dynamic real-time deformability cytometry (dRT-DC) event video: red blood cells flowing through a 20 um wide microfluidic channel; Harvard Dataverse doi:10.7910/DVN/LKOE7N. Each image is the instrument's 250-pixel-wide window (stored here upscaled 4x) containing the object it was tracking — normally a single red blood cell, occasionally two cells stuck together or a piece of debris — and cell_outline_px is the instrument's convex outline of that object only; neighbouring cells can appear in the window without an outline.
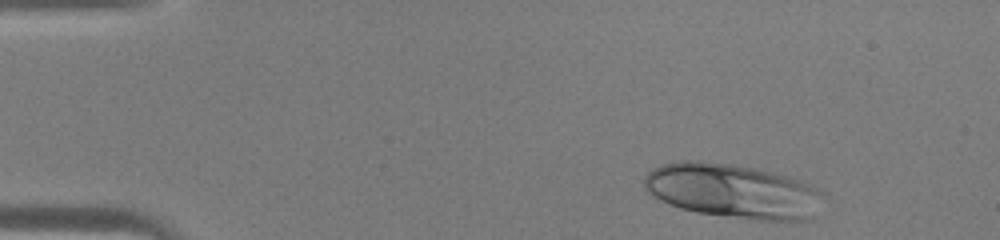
{"species": "human", "species_latin": "Homo sapiens", "temperature_condition": "warm", "stored_images_in_passage": 36, "camera_frame_rate_fps": 3000, "um_per_image_px": 0.085, "donor": {"sex": "male"}, "frame": {"image": 1, "passage_image": 1, "time_ms": 0.0, "image_size_px": [1000, 240], "cell_outline_px": [[824, 196], [816, 216], [812, 220], [752, 220], [696, 212], [680, 208], [652, 196], [648, 192], [644, 184], [644, 176], [652, 168], [660, 164], [680, 160], [700, 160], [732, 164], [772, 172], [788, 176], [800, 180], [824, 192]], "centroid_in_image_um": [62.31, 16.24], "position_along_channel_um": 22.7, "area_um2": 57.28}}
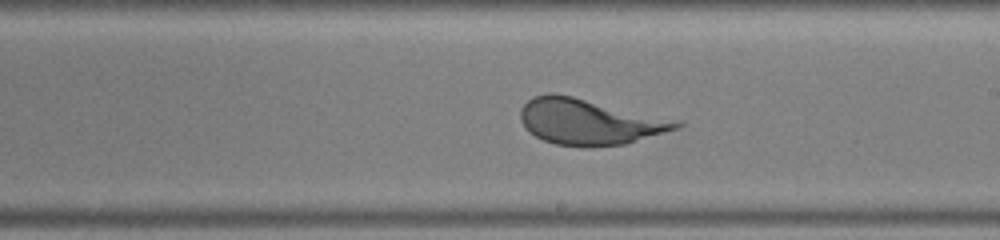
{"frame": {"image": 2, "passage_image": 21, "time_ms": 6.667, "image_size_px": [1000, 240], "cell_outline_px": [[684, 124], [680, 128], [624, 144], [588, 148], [580, 148], [556, 144], [544, 140], [536, 136], [520, 120], [520, 108], [532, 96], [552, 92], [572, 96], [680, 120]], "centroid_in_image_um": [50.11, 10.35], "position_along_channel_um": 238.9, "area_um2": 41.79}}
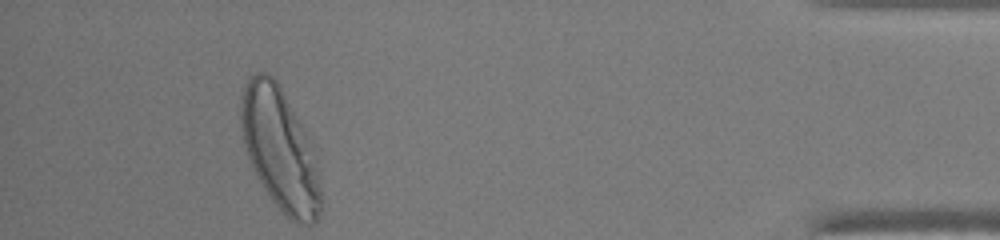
{"frame": {"image": 3, "passage_image": 36, "time_ms": 11.667, "image_size_px": [1000, 240], "cell_outline_px": [[324, 200], [320, 212], [316, 220], [312, 224], [296, 224], [272, 200], [256, 176], [248, 156], [244, 144], [240, 124], [240, 104], [244, 88], [248, 76], [256, 72], [268, 72], [276, 80], [312, 140]], "centroid_in_image_um": [23.82, 12.69], "position_along_channel_um": 411.4, "area_um2": 57.4}}